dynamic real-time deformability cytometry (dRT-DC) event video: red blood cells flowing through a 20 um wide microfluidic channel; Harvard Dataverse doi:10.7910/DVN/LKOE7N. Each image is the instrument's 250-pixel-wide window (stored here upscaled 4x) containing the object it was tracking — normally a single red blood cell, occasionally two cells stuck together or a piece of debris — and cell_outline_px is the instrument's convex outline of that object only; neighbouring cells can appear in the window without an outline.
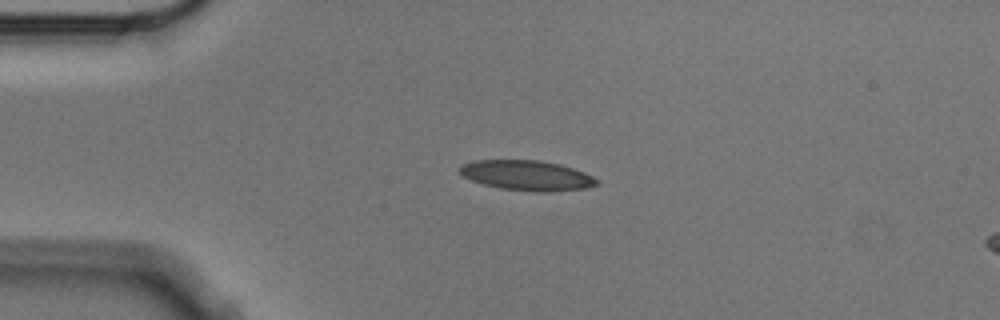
{"species": "Egyptian fruit bat (a non-hibernating species)", "species_latin": "Rousettus aegyptiacus", "temperature_condition": "cold", "stored_images_in_passage": 3, "camera_frame_rate_fps": 3000, "um_per_image_px": 0.085, "animal": {"sex": "male"}, "frame": {"image": 1, "passage_image": 1, "time_ms": 0.0, "image_size_px": [1000, 320], "cell_outline_px": [[600, 184], [584, 188], [548, 192], [536, 192], [500, 188], [484, 184], [472, 180], [464, 176], [460, 172], [460, 168], [464, 164], [476, 160], [540, 160], [560, 164], [584, 172], [600, 180]], "centroid_in_image_um": [44.84, 14.91], "position_along_channel_um": 40.2, "area_um2": 23.87}}
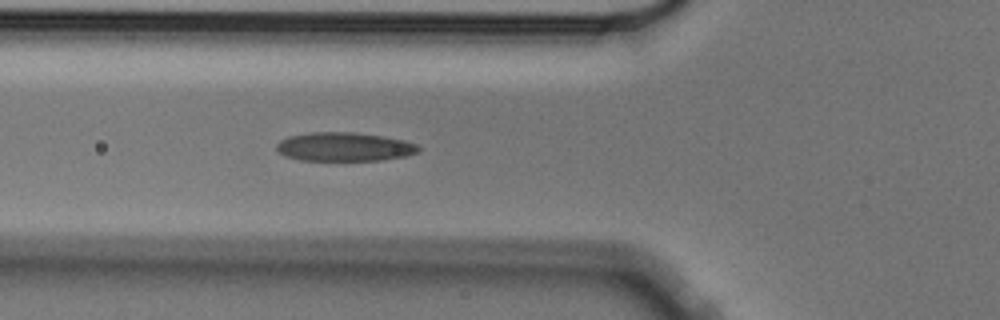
{"frame": {"image": 2, "passage_image": 3, "time_ms": 0.667, "image_size_px": [1000, 320], "cell_outline_px": [[420, 152], [404, 156], [380, 160], [300, 160], [284, 156], [276, 148], [276, 144], [280, 140], [288, 136], [308, 132], [352, 132], [384, 136], [404, 140], [416, 144], [420, 148]], "centroid_in_image_um": [29.25, 12.47], "position_along_channel_um": 96.6, "area_um2": 23.87}}